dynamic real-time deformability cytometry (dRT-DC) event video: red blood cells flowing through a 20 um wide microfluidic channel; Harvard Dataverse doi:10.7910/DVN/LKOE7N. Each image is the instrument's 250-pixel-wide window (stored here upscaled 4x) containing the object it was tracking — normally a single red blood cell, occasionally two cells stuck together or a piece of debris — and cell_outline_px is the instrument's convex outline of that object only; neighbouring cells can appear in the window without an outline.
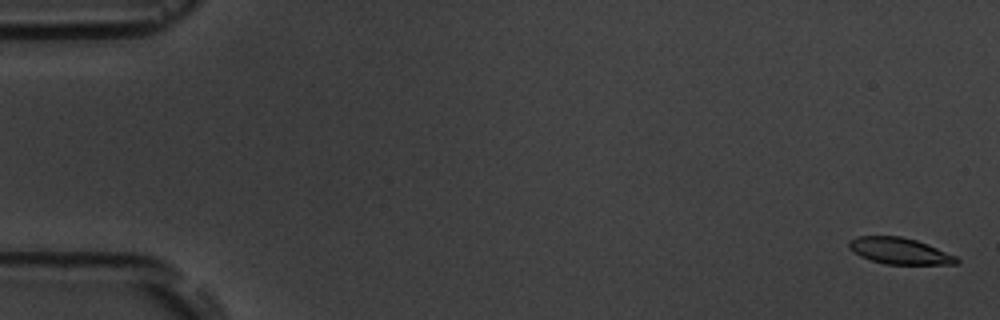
{"species": "common noctule bat (a hibernating species)", "species_latin": "Nyctalus noctula", "temperature_condition": "room temperature", "stored_images_in_passage": 4, "camera_frame_rate_fps": 3000, "um_per_image_px": 0.085, "animal": {"sex": "male", "body_mass_g": 19.5, "forearm_length_mm": 54.6}, "frame": {"image": 1, "passage_image": 1, "time_ms": 0.0, "image_size_px": [1000, 320], "cell_outline_px": [[960, 260], [956, 264], [884, 264], [860, 256], [848, 248], [848, 240], [856, 236], [900, 236], [916, 240], [956, 256]], "centroid_in_image_um": [76.42, 21.32], "position_along_channel_um": 8.6, "area_um2": 16.42}}
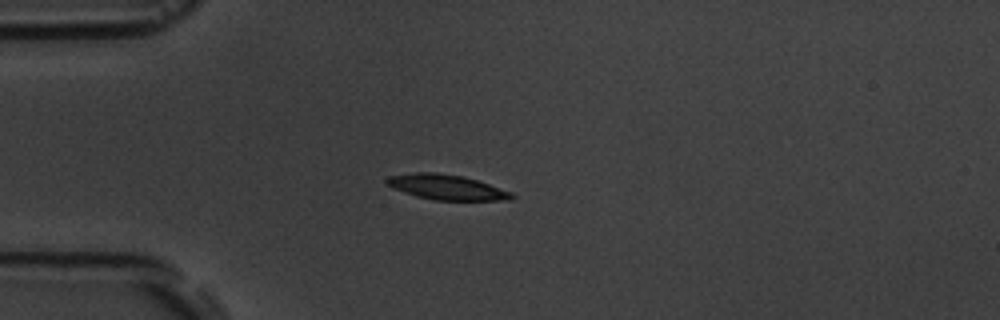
{"frame": {"image": 2, "passage_image": 4, "time_ms": 4.667, "image_size_px": [1000, 320], "cell_outline_px": [[516, 196], [512, 200], [436, 200], [416, 196], [392, 188], [384, 180], [388, 176], [416, 172], [436, 172], [464, 176], [512, 192]], "centroid_in_image_um": [37.96, 15.91], "position_along_channel_um": 47.0, "area_um2": 18.26}}